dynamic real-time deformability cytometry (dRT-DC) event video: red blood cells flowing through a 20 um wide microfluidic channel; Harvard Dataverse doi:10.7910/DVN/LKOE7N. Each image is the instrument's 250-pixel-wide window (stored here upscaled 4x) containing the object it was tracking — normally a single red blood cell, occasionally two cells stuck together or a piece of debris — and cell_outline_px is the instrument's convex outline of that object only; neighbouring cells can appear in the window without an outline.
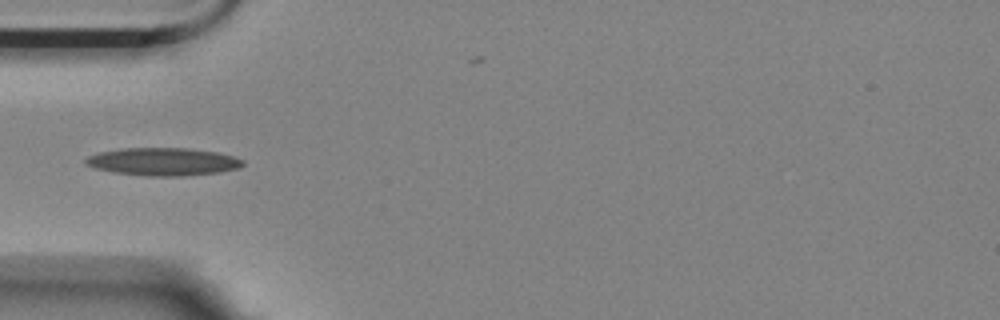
{"species": "Egyptian fruit bat (a non-hibernating species)", "species_latin": "Rousettus aegyptiacus", "temperature_condition": "room temperature", "stored_images_in_passage": 40, "camera_frame_rate_fps": 3000, "um_per_image_px": 0.085, "animal": {"sex": "female"}, "frame": {"image": 1, "passage_image": 1, "time_ms": 0.0, "image_size_px": [1000, 320], "cell_outline_px": [[244, 164], [240, 168], [220, 172], [184, 176], [144, 176], [112, 172], [92, 168], [84, 164], [84, 160], [88, 156], [100, 152], [124, 148], [188, 148], [216, 152], [232, 156], [244, 160]], "centroid_in_image_um": [13.84, 13.75], "position_along_channel_um": 71.2, "area_um2": 25.66}}
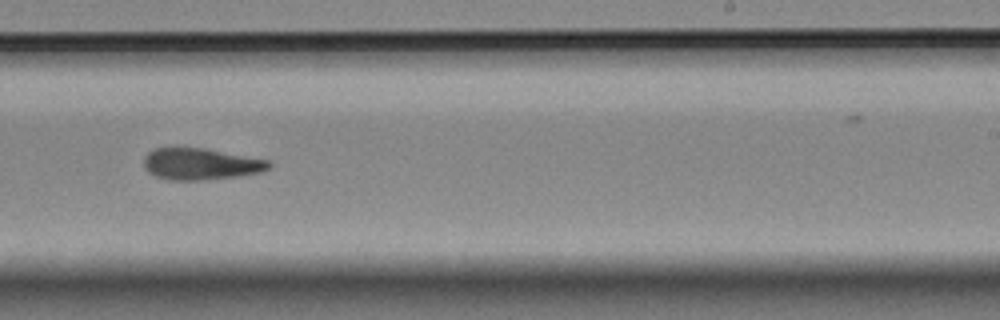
{"frame": {"image": 2, "passage_image": 18, "time_ms": 5.667, "image_size_px": [1000, 320], "cell_outline_px": [[272, 168], [264, 172], [240, 176], [204, 180], [168, 180], [156, 176], [148, 172], [144, 168], [144, 156], [152, 148], [204, 148], [268, 160], [272, 164]], "centroid_in_image_um": [17.08, 13.95], "position_along_channel_um": 271.9, "area_um2": 23.24}}
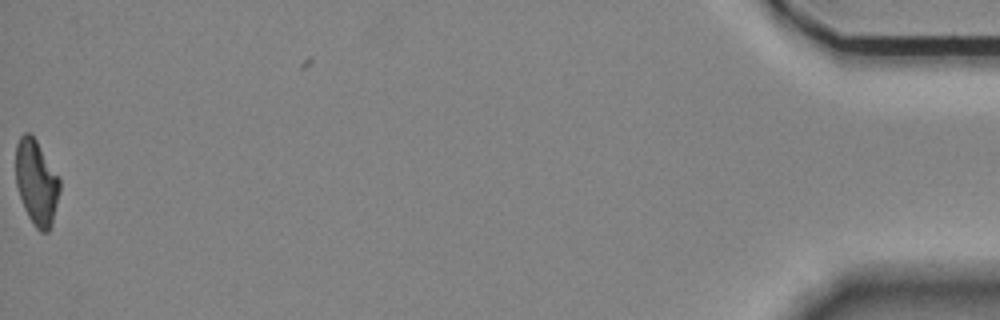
{"frame": {"image": 3, "passage_image": 40, "time_ms": 13.0, "image_size_px": [1000, 320], "cell_outline_px": [[60, 192], [52, 224], [48, 232], [40, 232], [36, 228], [28, 216], [24, 208], [16, 184], [16, 144], [20, 136], [24, 132], [28, 132], [36, 140], [60, 176]], "centroid_in_image_um": [3.12, 15.51], "position_along_channel_um": 432.1, "area_um2": 21.96}}